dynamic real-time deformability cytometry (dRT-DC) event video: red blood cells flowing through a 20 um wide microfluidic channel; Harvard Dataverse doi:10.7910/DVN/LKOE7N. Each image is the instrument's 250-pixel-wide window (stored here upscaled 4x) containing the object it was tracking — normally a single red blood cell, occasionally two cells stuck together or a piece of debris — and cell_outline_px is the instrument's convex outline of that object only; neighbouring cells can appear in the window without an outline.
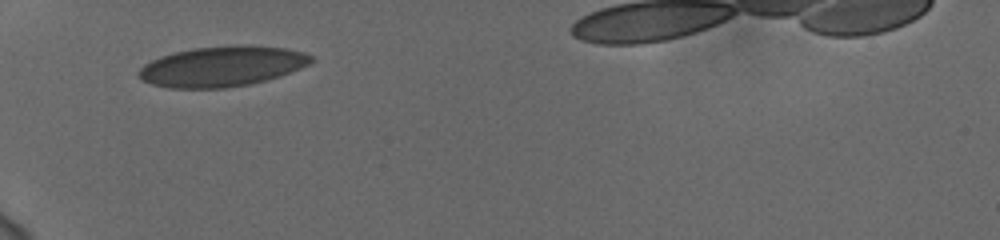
{"species": "human", "species_latin": "Homo sapiens", "temperature_condition": "cold", "stored_images_in_passage": 31, "camera_frame_rate_fps": 3000, "um_per_image_px": 0.085, "donor": {"sex": "female"}, "frame": {"image": 1, "passage_image": 1, "time_ms": 0.0, "image_size_px": [1000, 240], "cell_outline_px": [[312, 60], [308, 64], [300, 68], [280, 76], [268, 80], [252, 84], [224, 88], [168, 88], [152, 84], [144, 80], [136, 72], [144, 64], [160, 56], [192, 48], [248, 44], [288, 48], [304, 52], [312, 56]], "centroid_in_image_um": [18.89, 5.64], "position_along_channel_um": 66.1, "area_um2": 40.63}}
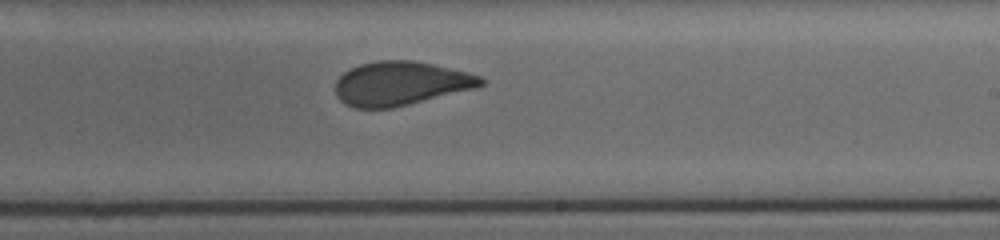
{"frame": {"image": 2, "passage_image": 17, "time_ms": 5.333, "image_size_px": [1000, 240], "cell_outline_px": [[484, 84], [476, 88], [392, 108], [356, 108], [340, 100], [336, 96], [336, 80], [348, 68], [360, 64], [376, 60], [412, 60], [432, 64], [468, 72], [480, 76], [484, 80]], "centroid_in_image_um": [34.04, 7.08], "position_along_channel_um": 255.0, "area_um2": 37.17}}
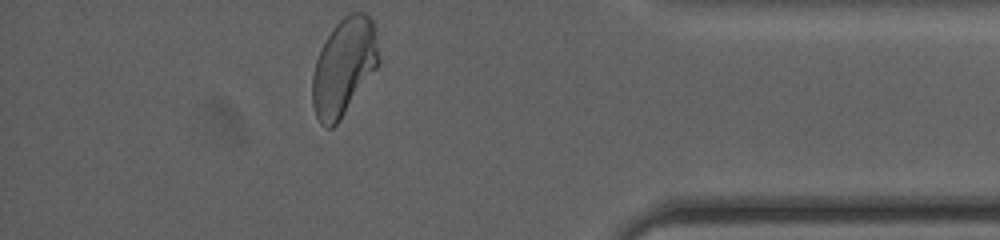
{"frame": {"image": 3, "passage_image": 31, "time_ms": 10.0, "image_size_px": [1000, 240], "cell_outline_px": [[380, 64], [340, 120], [332, 128], [324, 128], [320, 124], [316, 116], [312, 104], [312, 76], [316, 60], [320, 48], [324, 40], [332, 28], [348, 12], [364, 12], [372, 20], [376, 28], [380, 60]], "centroid_in_image_um": [29.24, 5.67], "position_along_channel_um": 406.0, "area_um2": 38.09}, "authors_computed_cell_mechanics": {"area_um2": 38.3214, "velocity_mm_per_s": 3.7224, "shape_relaxation_time_tau1_ms": 9.3283, "shape_relaxation_time_tau2_ms": 0.7671, "deformation_change_tau1": 0.1839, "deformation_change_tau2": 0.0608}}